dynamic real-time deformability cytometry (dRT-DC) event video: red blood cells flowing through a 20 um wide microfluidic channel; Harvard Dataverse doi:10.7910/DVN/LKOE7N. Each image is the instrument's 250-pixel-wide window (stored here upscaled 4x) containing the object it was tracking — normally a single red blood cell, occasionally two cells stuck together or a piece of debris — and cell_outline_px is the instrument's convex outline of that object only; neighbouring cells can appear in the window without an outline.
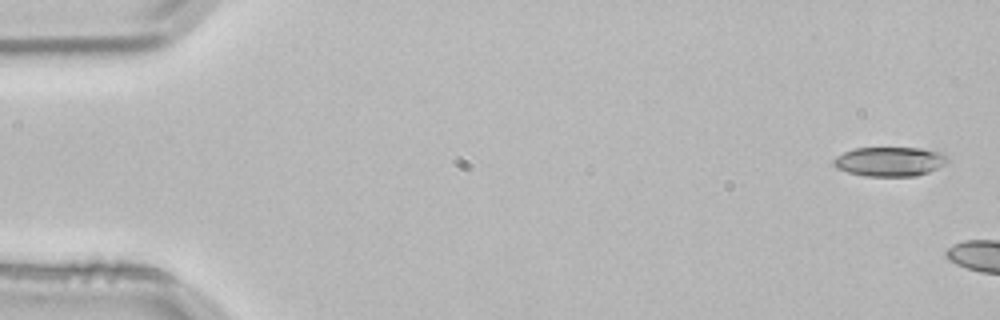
{"species": "common noctule bat (a hibernating species)", "species_latin": "Nyctalus noctula", "temperature_condition": "room temperature", "stored_images_in_passage": 3, "camera_frame_rate_fps": 3000, "um_per_image_px": 0.085, "animal": {"sex": "male", "body_mass_g": 21.5, "forearm_length_mm": 52.0}, "frame": {"image": 1, "passage_image": 1, "time_ms": 0.0, "image_size_px": [1000, 320], "cell_outline_px": [[948, 160], [944, 164], [928, 172], [916, 176], [864, 176], [848, 172], [836, 168], [832, 164], [832, 160], [836, 156], [844, 152], [856, 148], [920, 148], [940, 152], [948, 156]], "centroid_in_image_um": [75.59, 13.73], "position_along_channel_um": 9.4, "area_um2": 19.48}}